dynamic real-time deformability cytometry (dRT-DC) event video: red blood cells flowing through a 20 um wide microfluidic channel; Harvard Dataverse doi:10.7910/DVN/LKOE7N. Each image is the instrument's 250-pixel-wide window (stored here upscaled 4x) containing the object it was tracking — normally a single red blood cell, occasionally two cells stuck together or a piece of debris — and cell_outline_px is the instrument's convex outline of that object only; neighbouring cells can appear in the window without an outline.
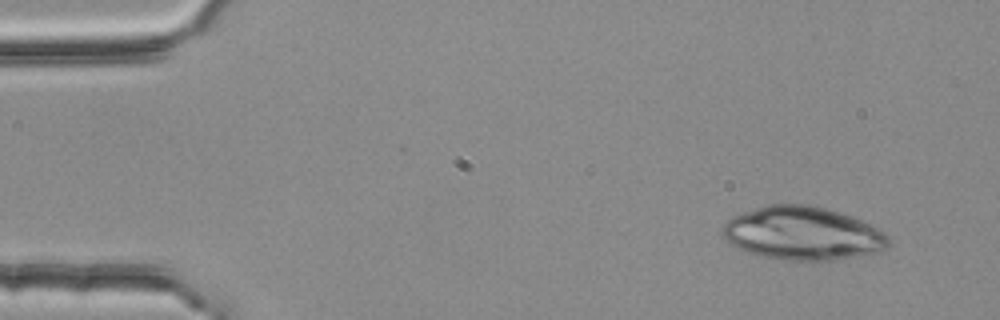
{"species": "common noctule bat (a hibernating species)", "species_latin": "Nyctalus noctula", "temperature_condition": "room temperature", "stored_images_in_passage": 52, "camera_frame_rate_fps": 3000, "um_per_image_px": 0.085, "animal": {"sex": "female", "body_mass_g": 25.1}, "frame": {"image": 1, "passage_image": 4, "time_ms": 1.0, "image_size_px": [1000, 320], "cell_outline_px": [[892, 240], [884, 248], [876, 252], [836, 260], [788, 260], [764, 256], [748, 252], [736, 248], [728, 244], [724, 236], [724, 224], [732, 216], [768, 204], [808, 204], [824, 208], [860, 220], [880, 228]], "centroid_in_image_um": [68.22, 19.84], "position_along_channel_um": 16.8, "area_um2": 51.21}}
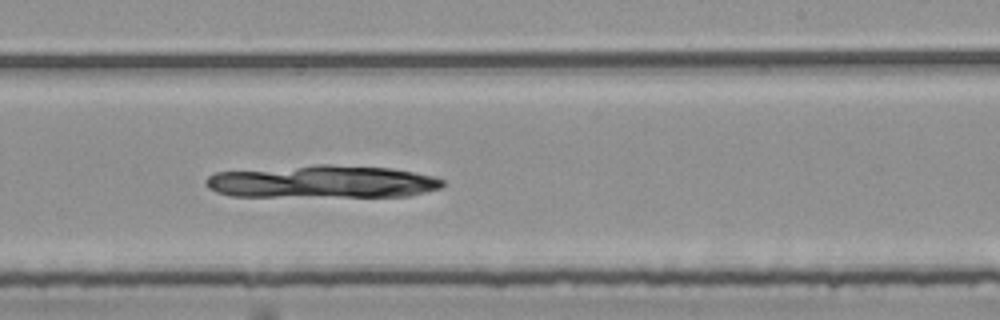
{"frame": {"image": 2, "passage_image": 32, "time_ms": 10.333, "image_size_px": [1000, 320], "cell_outline_px": [[444, 184], [440, 188], [408, 196], [232, 196], [216, 192], [208, 188], [204, 184], [204, 180], [208, 176], [216, 172], [312, 164], [332, 164], [392, 168], [432, 176], [444, 180]], "centroid_in_image_um": [27.35, 15.43], "position_along_channel_um": 261.7, "area_um2": 45.26}}
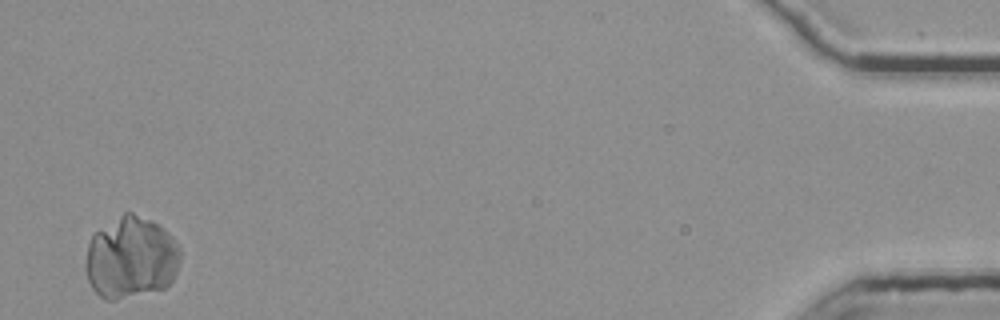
{"frame": {"image": 3, "passage_image": 52, "time_ms": 17.0, "image_size_px": [1000, 320], "cell_outline_px": [[180, 260], [176, 272], [172, 280], [164, 288], [116, 300], [104, 300], [92, 288], [88, 280], [84, 268], [84, 264], [88, 244], [92, 236], [96, 232], [124, 212], [132, 212], [152, 220], [172, 236], [180, 248]], "centroid_in_image_um": [11.11, 21.91], "position_along_channel_um": 424.1, "area_um2": 45.32}}